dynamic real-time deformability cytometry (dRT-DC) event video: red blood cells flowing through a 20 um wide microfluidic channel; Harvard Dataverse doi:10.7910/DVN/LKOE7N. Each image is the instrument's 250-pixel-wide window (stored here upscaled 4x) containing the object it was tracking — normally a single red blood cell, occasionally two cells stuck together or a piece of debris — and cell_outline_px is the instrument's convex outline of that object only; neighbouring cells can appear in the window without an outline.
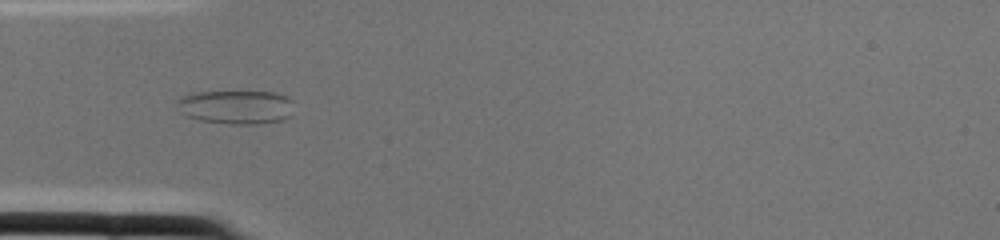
{"species": "common noctule bat (a hibernating species)", "species_latin": "Nyctalus noctula", "temperature_condition": "cold", "stored_images_in_passage": 2, "camera_frame_rate_fps": 3000, "um_per_image_px": 0.085, "animal": {"sex": "female", "body_mass_g": 22.0, "forearm_length_mm": 56.7}, "frame": {"image": 1, "passage_image": 2, "time_ms": 0.333, "image_size_px": [1000, 240], "cell_outline_px": [[292, 116], [284, 120], [256, 124], [228, 124], [200, 120], [184, 116], [180, 112], [176, 104], [176, 100], [180, 96], [196, 92], [276, 92], [288, 96], [292, 100]], "centroid_in_image_um": [20.06, 9.1], "position_along_channel_um": 64.9, "area_um2": 23.47}}